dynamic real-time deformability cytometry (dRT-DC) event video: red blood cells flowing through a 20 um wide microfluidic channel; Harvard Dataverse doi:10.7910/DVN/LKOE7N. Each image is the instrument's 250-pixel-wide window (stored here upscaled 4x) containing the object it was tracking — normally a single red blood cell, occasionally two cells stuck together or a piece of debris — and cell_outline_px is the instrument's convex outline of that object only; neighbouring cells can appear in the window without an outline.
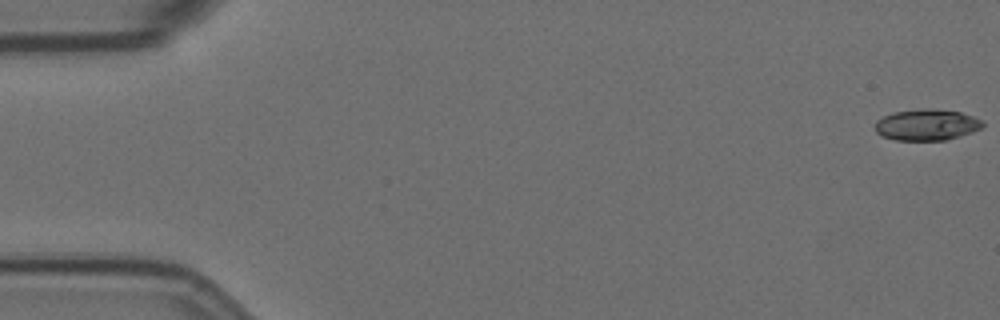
{"species": "Egyptian fruit bat (a non-hibernating species)", "species_latin": "Rousettus aegyptiacus", "temperature_condition": "room temperature", "stored_images_in_passage": 51, "camera_frame_rate_fps": 3000, "um_per_image_px": 0.085, "animal": {"sex": "female"}, "frame": {"image": 1, "passage_image": 1, "time_ms": 0.0, "image_size_px": [1000, 320], "cell_outline_px": [[984, 124], [980, 128], [972, 132], [960, 136], [944, 140], [896, 140], [880, 136], [876, 132], [876, 120], [884, 116], [896, 112], [924, 108], [932, 108], [960, 112], [984, 120]], "centroid_in_image_um": [78.78, 10.61], "position_along_channel_um": 6.2, "area_um2": 19.54}}
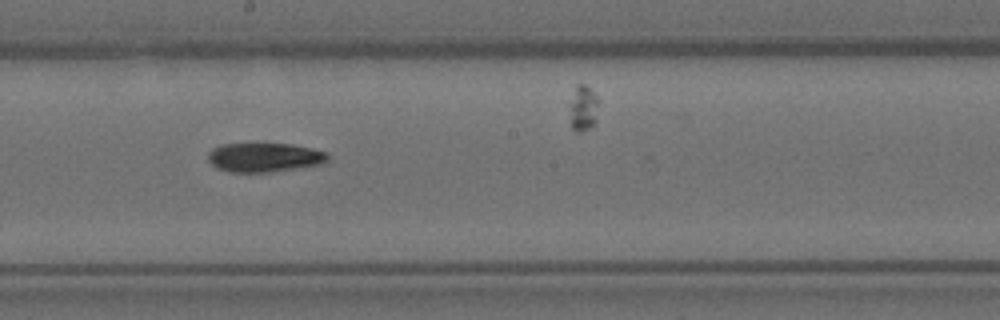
{"frame": {"image": 2, "passage_image": 32, "time_ms": 10.333, "image_size_px": [1000, 320], "cell_outline_px": [[328, 160], [320, 164], [304, 168], [272, 172], [228, 172], [216, 168], [208, 160], [208, 152], [212, 148], [224, 144], [292, 144], [328, 152]], "centroid_in_image_um": [22.48, 13.39], "position_along_channel_um": 225.7, "area_um2": 20.52}}
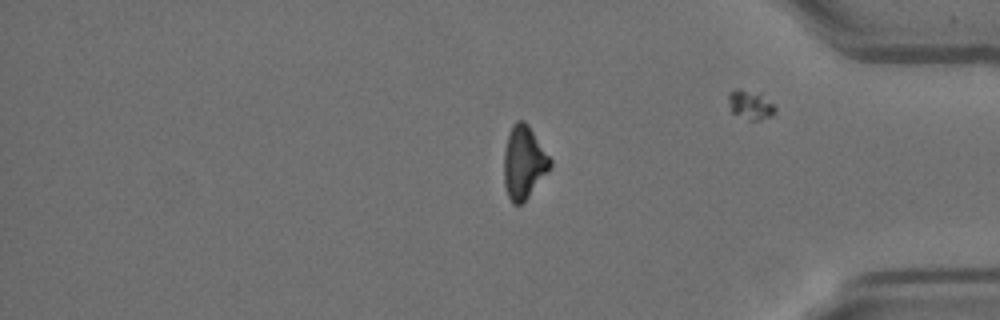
{"frame": {"image": 3, "passage_image": 48, "time_ms": 15.667, "image_size_px": [1000, 320], "cell_outline_px": [[552, 168], [528, 196], [520, 204], [512, 204], [508, 196], [504, 184], [504, 148], [508, 132], [512, 124], [516, 120], [524, 120], [528, 124], [552, 160]], "centroid_in_image_um": [44.52, 13.77], "position_along_channel_um": 390.7, "area_um2": 19.83}, "authors_computed_cell_mechanics": {"area_um2": 20.4612, "velocity_mm_per_s": 3.5418, "shape_relaxation_time_tau1_ms": 4.7792, "shape_relaxation_time_tau2_ms": null, "deformation_change_tau1": 0.1705, "deformation_change_tau2": null}}